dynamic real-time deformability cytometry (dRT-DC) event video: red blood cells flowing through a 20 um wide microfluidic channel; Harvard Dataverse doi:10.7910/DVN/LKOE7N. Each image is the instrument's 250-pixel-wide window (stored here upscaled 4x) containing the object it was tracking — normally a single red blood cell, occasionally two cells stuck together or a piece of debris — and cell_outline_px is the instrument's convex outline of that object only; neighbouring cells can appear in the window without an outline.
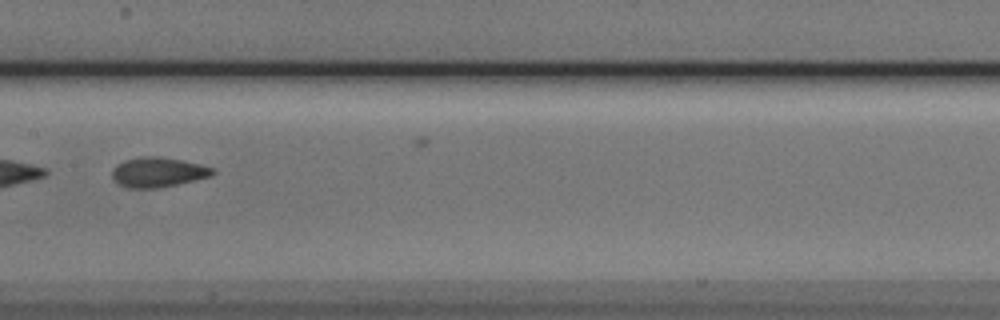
{"species": "Egyptian fruit bat (a non-hibernating species)", "species_latin": "Rousettus aegyptiacus", "temperature_condition": "cold", "stored_images_in_passage": 15, "camera_frame_rate_fps": 3000, "um_per_image_px": 0.085, "animal": {"sex": "male"}, "frame": {"image": 1, "passage_image": 9, "time_ms": 2.667, "image_size_px": [1000, 320], "cell_outline_px": [[216, 172], [212, 176], [160, 188], [128, 188], [112, 180], [112, 168], [116, 164], [124, 160], [140, 156], [160, 156], [200, 164], [216, 168]], "centroid_in_image_um": [13.42, 14.63], "position_along_channel_um": 194.0, "area_um2": 17.74}}